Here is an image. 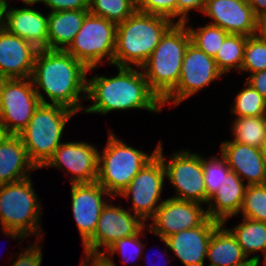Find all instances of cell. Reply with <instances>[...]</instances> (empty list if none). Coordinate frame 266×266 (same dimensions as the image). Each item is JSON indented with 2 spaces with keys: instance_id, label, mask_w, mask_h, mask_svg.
<instances>
[{
  "instance_id": "cell-29",
  "label": "cell",
  "mask_w": 266,
  "mask_h": 266,
  "mask_svg": "<svg viewBox=\"0 0 266 266\" xmlns=\"http://www.w3.org/2000/svg\"><path fill=\"white\" fill-rule=\"evenodd\" d=\"M136 11L133 0H89V13L115 23H122Z\"/></svg>"
},
{
  "instance_id": "cell-17",
  "label": "cell",
  "mask_w": 266,
  "mask_h": 266,
  "mask_svg": "<svg viewBox=\"0 0 266 266\" xmlns=\"http://www.w3.org/2000/svg\"><path fill=\"white\" fill-rule=\"evenodd\" d=\"M202 13L229 34L256 35L257 17L247 0H206Z\"/></svg>"
},
{
  "instance_id": "cell-8",
  "label": "cell",
  "mask_w": 266,
  "mask_h": 266,
  "mask_svg": "<svg viewBox=\"0 0 266 266\" xmlns=\"http://www.w3.org/2000/svg\"><path fill=\"white\" fill-rule=\"evenodd\" d=\"M116 28L115 23L88 13L65 51L83 63L88 72L96 69L103 58L113 66Z\"/></svg>"
},
{
  "instance_id": "cell-25",
  "label": "cell",
  "mask_w": 266,
  "mask_h": 266,
  "mask_svg": "<svg viewBox=\"0 0 266 266\" xmlns=\"http://www.w3.org/2000/svg\"><path fill=\"white\" fill-rule=\"evenodd\" d=\"M89 10L55 11L48 14V50L65 51L80 30Z\"/></svg>"
},
{
  "instance_id": "cell-20",
  "label": "cell",
  "mask_w": 266,
  "mask_h": 266,
  "mask_svg": "<svg viewBox=\"0 0 266 266\" xmlns=\"http://www.w3.org/2000/svg\"><path fill=\"white\" fill-rule=\"evenodd\" d=\"M3 28L32 43L37 49H48V15L29 6L4 8Z\"/></svg>"
},
{
  "instance_id": "cell-7",
  "label": "cell",
  "mask_w": 266,
  "mask_h": 266,
  "mask_svg": "<svg viewBox=\"0 0 266 266\" xmlns=\"http://www.w3.org/2000/svg\"><path fill=\"white\" fill-rule=\"evenodd\" d=\"M103 153L99 151L97 182L112 196L117 197L139 171L155 156L127 145L110 130Z\"/></svg>"
},
{
  "instance_id": "cell-5",
  "label": "cell",
  "mask_w": 266,
  "mask_h": 266,
  "mask_svg": "<svg viewBox=\"0 0 266 266\" xmlns=\"http://www.w3.org/2000/svg\"><path fill=\"white\" fill-rule=\"evenodd\" d=\"M37 201L30 177L0 185V224L5 236L21 242L32 234L42 238L38 224L42 207Z\"/></svg>"
},
{
  "instance_id": "cell-23",
  "label": "cell",
  "mask_w": 266,
  "mask_h": 266,
  "mask_svg": "<svg viewBox=\"0 0 266 266\" xmlns=\"http://www.w3.org/2000/svg\"><path fill=\"white\" fill-rule=\"evenodd\" d=\"M233 171H230L219 189L208 200L207 217L225 224L229 217L240 212L247 185ZM214 203V204H213Z\"/></svg>"
},
{
  "instance_id": "cell-12",
  "label": "cell",
  "mask_w": 266,
  "mask_h": 266,
  "mask_svg": "<svg viewBox=\"0 0 266 266\" xmlns=\"http://www.w3.org/2000/svg\"><path fill=\"white\" fill-rule=\"evenodd\" d=\"M165 178L163 161L156 155L118 196L127 199L131 197L133 213L146 223L161 205L158 200L161 199Z\"/></svg>"
},
{
  "instance_id": "cell-37",
  "label": "cell",
  "mask_w": 266,
  "mask_h": 266,
  "mask_svg": "<svg viewBox=\"0 0 266 266\" xmlns=\"http://www.w3.org/2000/svg\"><path fill=\"white\" fill-rule=\"evenodd\" d=\"M40 244L36 242L31 244L28 248L23 250L12 264V266H40L42 262V250L39 246Z\"/></svg>"
},
{
  "instance_id": "cell-1",
  "label": "cell",
  "mask_w": 266,
  "mask_h": 266,
  "mask_svg": "<svg viewBox=\"0 0 266 266\" xmlns=\"http://www.w3.org/2000/svg\"><path fill=\"white\" fill-rule=\"evenodd\" d=\"M88 70L66 51L39 49L31 79L41 103L49 104L41 93L43 90L51 104L62 105L78 113L84 109L79 101L81 95L82 99H86Z\"/></svg>"
},
{
  "instance_id": "cell-42",
  "label": "cell",
  "mask_w": 266,
  "mask_h": 266,
  "mask_svg": "<svg viewBox=\"0 0 266 266\" xmlns=\"http://www.w3.org/2000/svg\"><path fill=\"white\" fill-rule=\"evenodd\" d=\"M257 18L266 17V0H247Z\"/></svg>"
},
{
  "instance_id": "cell-48",
  "label": "cell",
  "mask_w": 266,
  "mask_h": 266,
  "mask_svg": "<svg viewBox=\"0 0 266 266\" xmlns=\"http://www.w3.org/2000/svg\"><path fill=\"white\" fill-rule=\"evenodd\" d=\"M8 135L7 131L3 127V125L0 123V143L3 141V139Z\"/></svg>"
},
{
  "instance_id": "cell-43",
  "label": "cell",
  "mask_w": 266,
  "mask_h": 266,
  "mask_svg": "<svg viewBox=\"0 0 266 266\" xmlns=\"http://www.w3.org/2000/svg\"><path fill=\"white\" fill-rule=\"evenodd\" d=\"M256 35L266 42V17L257 18Z\"/></svg>"
},
{
  "instance_id": "cell-14",
  "label": "cell",
  "mask_w": 266,
  "mask_h": 266,
  "mask_svg": "<svg viewBox=\"0 0 266 266\" xmlns=\"http://www.w3.org/2000/svg\"><path fill=\"white\" fill-rule=\"evenodd\" d=\"M206 218L207 213L201 203L169 197L161 201L147 230L165 239L182 230L199 226Z\"/></svg>"
},
{
  "instance_id": "cell-32",
  "label": "cell",
  "mask_w": 266,
  "mask_h": 266,
  "mask_svg": "<svg viewBox=\"0 0 266 266\" xmlns=\"http://www.w3.org/2000/svg\"><path fill=\"white\" fill-rule=\"evenodd\" d=\"M239 213L244 218L266 222V184L247 185Z\"/></svg>"
},
{
  "instance_id": "cell-31",
  "label": "cell",
  "mask_w": 266,
  "mask_h": 266,
  "mask_svg": "<svg viewBox=\"0 0 266 266\" xmlns=\"http://www.w3.org/2000/svg\"><path fill=\"white\" fill-rule=\"evenodd\" d=\"M191 36V42L208 56L215 58L225 38L229 35L218 26L208 24L197 29L187 27Z\"/></svg>"
},
{
  "instance_id": "cell-26",
  "label": "cell",
  "mask_w": 266,
  "mask_h": 266,
  "mask_svg": "<svg viewBox=\"0 0 266 266\" xmlns=\"http://www.w3.org/2000/svg\"><path fill=\"white\" fill-rule=\"evenodd\" d=\"M243 222L229 229L236 237L244 254L249 257L251 253L262 251L266 261V222L244 218Z\"/></svg>"
},
{
  "instance_id": "cell-27",
  "label": "cell",
  "mask_w": 266,
  "mask_h": 266,
  "mask_svg": "<svg viewBox=\"0 0 266 266\" xmlns=\"http://www.w3.org/2000/svg\"><path fill=\"white\" fill-rule=\"evenodd\" d=\"M247 37L241 34H229L225 38L214 58L217 68L222 74H226L234 68L241 71Z\"/></svg>"
},
{
  "instance_id": "cell-13",
  "label": "cell",
  "mask_w": 266,
  "mask_h": 266,
  "mask_svg": "<svg viewBox=\"0 0 266 266\" xmlns=\"http://www.w3.org/2000/svg\"><path fill=\"white\" fill-rule=\"evenodd\" d=\"M134 215V216H133ZM145 222L133 212L120 206L106 204L100 214L94 235L83 245L86 255L101 256L113 243L121 238L137 234Z\"/></svg>"
},
{
  "instance_id": "cell-45",
  "label": "cell",
  "mask_w": 266,
  "mask_h": 266,
  "mask_svg": "<svg viewBox=\"0 0 266 266\" xmlns=\"http://www.w3.org/2000/svg\"><path fill=\"white\" fill-rule=\"evenodd\" d=\"M8 79H9L8 77L0 74V101H1V97H2V94L4 92V88H5V85L8 81Z\"/></svg>"
},
{
  "instance_id": "cell-28",
  "label": "cell",
  "mask_w": 266,
  "mask_h": 266,
  "mask_svg": "<svg viewBox=\"0 0 266 266\" xmlns=\"http://www.w3.org/2000/svg\"><path fill=\"white\" fill-rule=\"evenodd\" d=\"M232 127L237 143L260 148L266 139V116L236 117Z\"/></svg>"
},
{
  "instance_id": "cell-36",
  "label": "cell",
  "mask_w": 266,
  "mask_h": 266,
  "mask_svg": "<svg viewBox=\"0 0 266 266\" xmlns=\"http://www.w3.org/2000/svg\"><path fill=\"white\" fill-rule=\"evenodd\" d=\"M136 11L167 17H177V0H137Z\"/></svg>"
},
{
  "instance_id": "cell-47",
  "label": "cell",
  "mask_w": 266,
  "mask_h": 266,
  "mask_svg": "<svg viewBox=\"0 0 266 266\" xmlns=\"http://www.w3.org/2000/svg\"><path fill=\"white\" fill-rule=\"evenodd\" d=\"M4 8L5 6L0 2V30L3 29Z\"/></svg>"
},
{
  "instance_id": "cell-6",
  "label": "cell",
  "mask_w": 266,
  "mask_h": 266,
  "mask_svg": "<svg viewBox=\"0 0 266 266\" xmlns=\"http://www.w3.org/2000/svg\"><path fill=\"white\" fill-rule=\"evenodd\" d=\"M74 114L77 113L62 105L40 103L27 127L18 134L30 160L38 169L62 144L65 124Z\"/></svg>"
},
{
  "instance_id": "cell-41",
  "label": "cell",
  "mask_w": 266,
  "mask_h": 266,
  "mask_svg": "<svg viewBox=\"0 0 266 266\" xmlns=\"http://www.w3.org/2000/svg\"><path fill=\"white\" fill-rule=\"evenodd\" d=\"M106 254L108 253L104 252L101 256L85 255L79 266H115L113 260Z\"/></svg>"
},
{
  "instance_id": "cell-33",
  "label": "cell",
  "mask_w": 266,
  "mask_h": 266,
  "mask_svg": "<svg viewBox=\"0 0 266 266\" xmlns=\"http://www.w3.org/2000/svg\"><path fill=\"white\" fill-rule=\"evenodd\" d=\"M204 170V183L207 192V203L209 198L219 189L224 177L231 171L226 158L221 154L219 157L213 156L210 160L202 157Z\"/></svg>"
},
{
  "instance_id": "cell-9",
  "label": "cell",
  "mask_w": 266,
  "mask_h": 266,
  "mask_svg": "<svg viewBox=\"0 0 266 266\" xmlns=\"http://www.w3.org/2000/svg\"><path fill=\"white\" fill-rule=\"evenodd\" d=\"M162 146L159 142L156 155L163 161L166 179L177 191L171 198L207 204L202 155L188 150L177 151L165 163Z\"/></svg>"
},
{
  "instance_id": "cell-15",
  "label": "cell",
  "mask_w": 266,
  "mask_h": 266,
  "mask_svg": "<svg viewBox=\"0 0 266 266\" xmlns=\"http://www.w3.org/2000/svg\"><path fill=\"white\" fill-rule=\"evenodd\" d=\"M98 149L86 142H63L42 167H58L71 172V184L92 183L98 176Z\"/></svg>"
},
{
  "instance_id": "cell-3",
  "label": "cell",
  "mask_w": 266,
  "mask_h": 266,
  "mask_svg": "<svg viewBox=\"0 0 266 266\" xmlns=\"http://www.w3.org/2000/svg\"><path fill=\"white\" fill-rule=\"evenodd\" d=\"M174 23L164 16L135 11L117 25L113 65L132 67L133 64L139 69Z\"/></svg>"
},
{
  "instance_id": "cell-19",
  "label": "cell",
  "mask_w": 266,
  "mask_h": 266,
  "mask_svg": "<svg viewBox=\"0 0 266 266\" xmlns=\"http://www.w3.org/2000/svg\"><path fill=\"white\" fill-rule=\"evenodd\" d=\"M37 49L25 39L0 30V74L13 78H30Z\"/></svg>"
},
{
  "instance_id": "cell-16",
  "label": "cell",
  "mask_w": 266,
  "mask_h": 266,
  "mask_svg": "<svg viewBox=\"0 0 266 266\" xmlns=\"http://www.w3.org/2000/svg\"><path fill=\"white\" fill-rule=\"evenodd\" d=\"M70 185L72 213L84 245L94 235L101 211L108 202L102 197H113L97 181Z\"/></svg>"
},
{
  "instance_id": "cell-46",
  "label": "cell",
  "mask_w": 266,
  "mask_h": 266,
  "mask_svg": "<svg viewBox=\"0 0 266 266\" xmlns=\"http://www.w3.org/2000/svg\"><path fill=\"white\" fill-rule=\"evenodd\" d=\"M23 1V3L27 6V5H32L33 6V4H36V3H38L37 2V0H22ZM0 2L6 7V6H9L8 5V3L9 2H7V0H0Z\"/></svg>"
},
{
  "instance_id": "cell-22",
  "label": "cell",
  "mask_w": 266,
  "mask_h": 266,
  "mask_svg": "<svg viewBox=\"0 0 266 266\" xmlns=\"http://www.w3.org/2000/svg\"><path fill=\"white\" fill-rule=\"evenodd\" d=\"M206 257L211 262L208 266H259L260 264V256L248 258L236 237L229 229L224 228L223 223L214 229L208 243Z\"/></svg>"
},
{
  "instance_id": "cell-38",
  "label": "cell",
  "mask_w": 266,
  "mask_h": 266,
  "mask_svg": "<svg viewBox=\"0 0 266 266\" xmlns=\"http://www.w3.org/2000/svg\"><path fill=\"white\" fill-rule=\"evenodd\" d=\"M50 8L51 12L89 10V0H37Z\"/></svg>"
},
{
  "instance_id": "cell-30",
  "label": "cell",
  "mask_w": 266,
  "mask_h": 266,
  "mask_svg": "<svg viewBox=\"0 0 266 266\" xmlns=\"http://www.w3.org/2000/svg\"><path fill=\"white\" fill-rule=\"evenodd\" d=\"M234 100L232 113L237 117L266 116V99L249 83L246 82V87L236 95Z\"/></svg>"
},
{
  "instance_id": "cell-11",
  "label": "cell",
  "mask_w": 266,
  "mask_h": 266,
  "mask_svg": "<svg viewBox=\"0 0 266 266\" xmlns=\"http://www.w3.org/2000/svg\"><path fill=\"white\" fill-rule=\"evenodd\" d=\"M223 74L217 68L214 58L189 43L181 66L177 86L162 100V106L172 101L173 106L191 97Z\"/></svg>"
},
{
  "instance_id": "cell-34",
  "label": "cell",
  "mask_w": 266,
  "mask_h": 266,
  "mask_svg": "<svg viewBox=\"0 0 266 266\" xmlns=\"http://www.w3.org/2000/svg\"><path fill=\"white\" fill-rule=\"evenodd\" d=\"M266 69V42L257 35L248 36L244 49V58L241 66L242 72L251 74Z\"/></svg>"
},
{
  "instance_id": "cell-2",
  "label": "cell",
  "mask_w": 266,
  "mask_h": 266,
  "mask_svg": "<svg viewBox=\"0 0 266 266\" xmlns=\"http://www.w3.org/2000/svg\"><path fill=\"white\" fill-rule=\"evenodd\" d=\"M118 74L113 77L94 75L87 80L86 99L93 104L83 111L106 115L110 111L144 109L160 112L162 101L149 88L142 70L132 67H117Z\"/></svg>"
},
{
  "instance_id": "cell-21",
  "label": "cell",
  "mask_w": 266,
  "mask_h": 266,
  "mask_svg": "<svg viewBox=\"0 0 266 266\" xmlns=\"http://www.w3.org/2000/svg\"><path fill=\"white\" fill-rule=\"evenodd\" d=\"M221 154L226 158L231 171L235 172L246 185L266 184V173L260 148L237 143L233 140L221 144Z\"/></svg>"
},
{
  "instance_id": "cell-10",
  "label": "cell",
  "mask_w": 266,
  "mask_h": 266,
  "mask_svg": "<svg viewBox=\"0 0 266 266\" xmlns=\"http://www.w3.org/2000/svg\"><path fill=\"white\" fill-rule=\"evenodd\" d=\"M40 103L31 77L8 79L0 101V123L8 134L18 135Z\"/></svg>"
},
{
  "instance_id": "cell-4",
  "label": "cell",
  "mask_w": 266,
  "mask_h": 266,
  "mask_svg": "<svg viewBox=\"0 0 266 266\" xmlns=\"http://www.w3.org/2000/svg\"><path fill=\"white\" fill-rule=\"evenodd\" d=\"M187 23L175 22L140 67L149 88L162 101L178 84L186 49L191 42Z\"/></svg>"
},
{
  "instance_id": "cell-39",
  "label": "cell",
  "mask_w": 266,
  "mask_h": 266,
  "mask_svg": "<svg viewBox=\"0 0 266 266\" xmlns=\"http://www.w3.org/2000/svg\"><path fill=\"white\" fill-rule=\"evenodd\" d=\"M206 0H177V17H179L177 23H186L187 15L191 10H199L203 12Z\"/></svg>"
},
{
  "instance_id": "cell-18",
  "label": "cell",
  "mask_w": 266,
  "mask_h": 266,
  "mask_svg": "<svg viewBox=\"0 0 266 266\" xmlns=\"http://www.w3.org/2000/svg\"><path fill=\"white\" fill-rule=\"evenodd\" d=\"M219 221L207 217L199 226L161 238L185 266H204L207 247Z\"/></svg>"
},
{
  "instance_id": "cell-44",
  "label": "cell",
  "mask_w": 266,
  "mask_h": 266,
  "mask_svg": "<svg viewBox=\"0 0 266 266\" xmlns=\"http://www.w3.org/2000/svg\"><path fill=\"white\" fill-rule=\"evenodd\" d=\"M261 155H262V161L264 165V170L266 173V139L263 141L261 147H260Z\"/></svg>"
},
{
  "instance_id": "cell-24",
  "label": "cell",
  "mask_w": 266,
  "mask_h": 266,
  "mask_svg": "<svg viewBox=\"0 0 266 266\" xmlns=\"http://www.w3.org/2000/svg\"><path fill=\"white\" fill-rule=\"evenodd\" d=\"M36 169L19 135L8 134L0 143V185L26 179Z\"/></svg>"
},
{
  "instance_id": "cell-40",
  "label": "cell",
  "mask_w": 266,
  "mask_h": 266,
  "mask_svg": "<svg viewBox=\"0 0 266 266\" xmlns=\"http://www.w3.org/2000/svg\"><path fill=\"white\" fill-rule=\"evenodd\" d=\"M246 82L249 83L255 90H257L266 99V69L251 74Z\"/></svg>"
},
{
  "instance_id": "cell-35",
  "label": "cell",
  "mask_w": 266,
  "mask_h": 266,
  "mask_svg": "<svg viewBox=\"0 0 266 266\" xmlns=\"http://www.w3.org/2000/svg\"><path fill=\"white\" fill-rule=\"evenodd\" d=\"M146 229H148V226H144L135 235L119 239L107 249V252H110L111 257L115 255V252H119L123 259H125L126 261L128 260L127 262H129L131 258H139L142 255L141 253H143L142 250L145 248V245H143L139 238L140 235H143L142 233L144 232V230L146 231Z\"/></svg>"
}]
</instances>
